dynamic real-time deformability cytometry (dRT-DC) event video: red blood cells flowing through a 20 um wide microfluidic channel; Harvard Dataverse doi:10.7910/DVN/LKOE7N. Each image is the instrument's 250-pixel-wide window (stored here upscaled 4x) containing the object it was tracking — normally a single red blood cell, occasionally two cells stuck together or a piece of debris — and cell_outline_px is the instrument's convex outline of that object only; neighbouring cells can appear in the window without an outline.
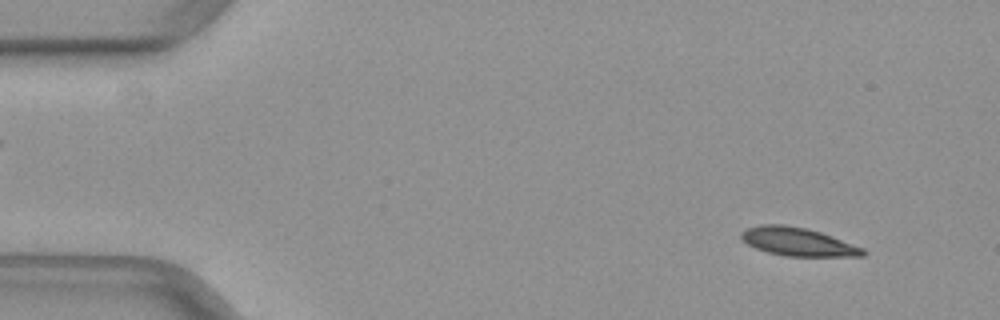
{"species": "common noctule bat (a hibernating species)", "species_latin": "Nyctalus noctula", "temperature_condition": "warm", "stored_images_in_passage": 40, "camera_frame_rate_fps": 3000, "um_per_image_px": 0.085, "animal": {"sex": "female", "body_mass_g": 29.2, "forearm_length_mm": 56.3}, "frame": {"image": 1, "passage_image": 1, "time_ms": 0.0, "image_size_px": [1000, 320], "cell_outline_px": [[868, 252], [864, 256], [784, 256], [768, 252], [756, 248], [740, 240], [740, 232], [748, 228], [760, 224], [784, 224], [804, 228], [820, 232], [832, 236], [864, 248]], "centroid_in_image_um": [67.81, 20.55], "position_along_channel_um": 17.2, "area_um2": 20.11}}
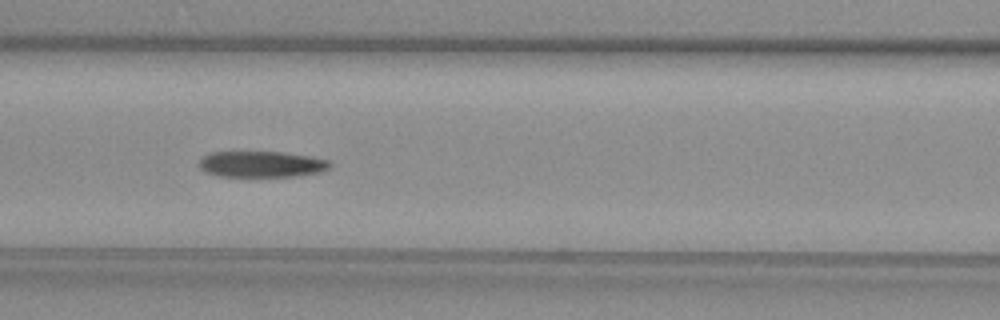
{"frame": {"image": 2, "passage_image": 18, "time_ms": 5.667, "image_size_px": [1000, 320], "cell_outline_px": [[332, 164], [328, 168], [320, 172], [296, 176], [216, 176], [204, 172], [196, 164], [204, 156], [212, 152], [284, 152], [308, 156], [328, 160]], "centroid_in_image_um": [22.18, 13.96], "position_along_channel_um": 144.4, "area_um2": 19.88}}
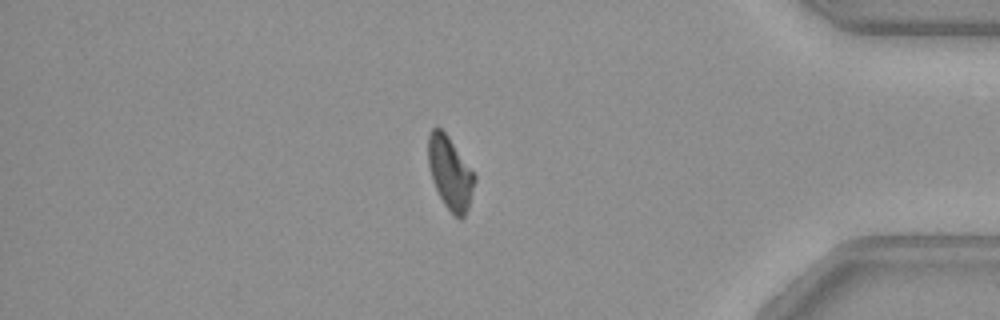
{"frame": {"image": 3, "passage_image": 39, "time_ms": 12.667, "image_size_px": [1000, 320], "cell_outline_px": [[476, 180], [468, 208], [464, 216], [456, 216], [444, 204], [432, 180], [428, 164], [428, 136], [432, 128], [440, 128], [448, 136], [476, 176]], "centroid_in_image_um": [38.25, 14.68], "position_along_channel_um": 396.9, "area_um2": 19.25}}